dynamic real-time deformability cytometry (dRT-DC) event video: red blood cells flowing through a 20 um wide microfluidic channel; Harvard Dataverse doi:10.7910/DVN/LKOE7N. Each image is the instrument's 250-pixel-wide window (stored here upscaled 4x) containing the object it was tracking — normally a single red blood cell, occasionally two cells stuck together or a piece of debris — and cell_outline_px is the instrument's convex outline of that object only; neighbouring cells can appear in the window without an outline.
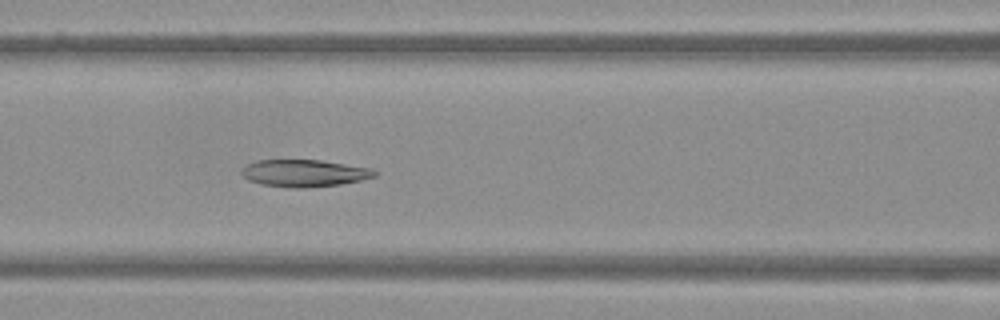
{"species": "Egyptian fruit bat (a non-hibernating species)", "species_latin": "Rousettus aegyptiacus", "temperature_condition": "warm", "stored_images_in_passage": 49, "camera_frame_rate_fps": 3000, "um_per_image_px": 0.085, "frame": {"image": 1, "passage_image": 21, "time_ms": 6.667, "image_size_px": [1000, 320], "cell_outline_px": [[380, 172], [376, 176], [360, 180], [340, 184], [308, 188], [288, 188], [260, 184], [248, 180], [240, 172], [248, 164], [256, 160], [320, 160], [372, 168]], "centroid_in_image_um": [25.89, 14.72], "position_along_channel_um": 140.7, "area_um2": 21.15}}
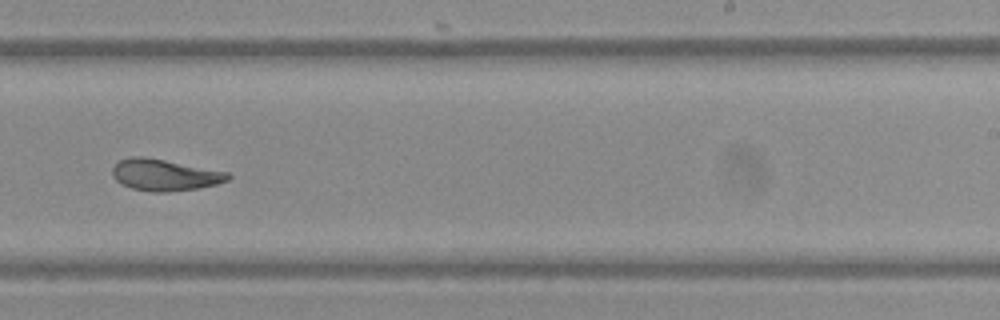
{"frame": {"image": 2, "passage_image": 31, "time_ms": 10.0, "image_size_px": [1000, 320], "cell_outline_px": [[232, 176], [228, 180], [216, 184], [196, 188], [168, 192], [152, 192], [132, 188], [116, 180], [112, 176], [112, 168], [120, 160], [132, 156], [144, 156], [228, 172]], "centroid_in_image_um": [13.99, 14.86], "position_along_channel_um": 275.0, "area_um2": 21.04}}
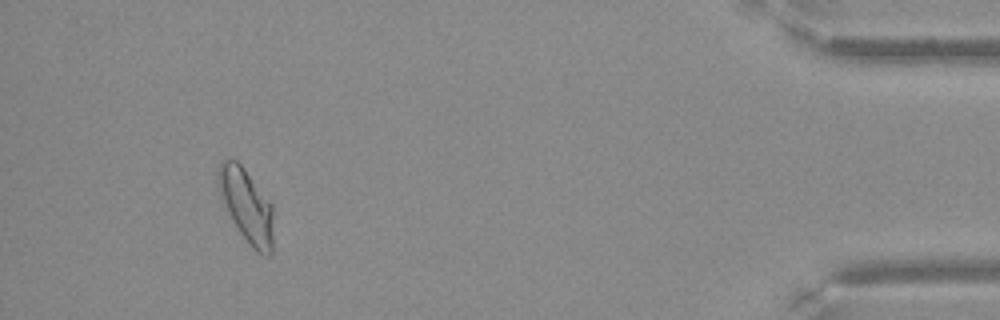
{"frame": {"image": 3, "passage_image": 46, "time_ms": 15.0, "image_size_px": [1000, 320], "cell_outline_px": [[272, 252], [268, 256], [256, 252], [252, 248], [240, 232], [228, 212], [220, 196], [216, 184], [216, 168], [224, 156], [236, 160], [244, 168], [272, 204]], "centroid_in_image_um": [20.9, 17.41], "position_along_channel_um": 414.3, "area_um2": 23.76}}